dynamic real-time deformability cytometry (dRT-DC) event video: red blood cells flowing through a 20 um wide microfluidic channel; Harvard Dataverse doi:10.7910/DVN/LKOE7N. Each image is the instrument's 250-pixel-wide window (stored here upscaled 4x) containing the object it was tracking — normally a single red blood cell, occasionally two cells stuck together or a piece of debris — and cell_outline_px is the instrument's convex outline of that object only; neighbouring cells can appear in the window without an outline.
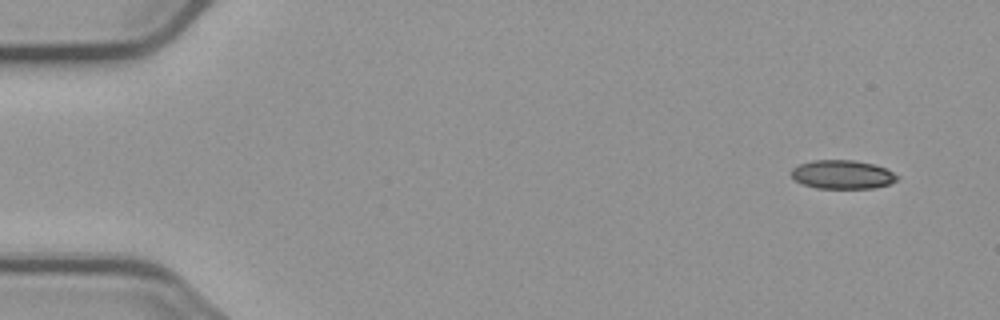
{"species": "common noctule bat (a hibernating species)", "species_latin": "Nyctalus noctula", "temperature_condition": "cold", "stored_images_in_passage": 10, "camera_frame_rate_fps": 3000, "um_per_image_px": 0.085, "animal": {"sex": "male", "body_mass_g": 23.1, "forearm_length_mm": 52.7}, "frame": {"image": 1, "passage_image": 1, "time_ms": 0.0, "image_size_px": [1000, 320], "cell_outline_px": [[900, 176], [896, 180], [888, 184], [872, 188], [816, 188], [804, 184], [796, 180], [792, 176], [792, 168], [800, 164], [812, 160], [852, 160], [872, 164], [884, 168]], "centroid_in_image_um": [71.59, 14.83], "position_along_channel_um": 13.4, "area_um2": 17.46}}
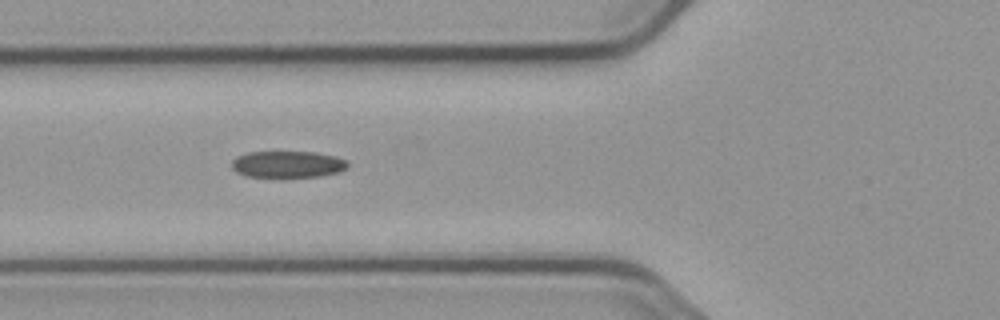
{"frame": {"image": 2, "passage_image": 6, "time_ms": 5.667, "image_size_px": [1000, 320], "cell_outline_px": [[348, 164], [340, 172], [320, 176], [284, 180], [244, 176], [236, 172], [232, 168], [232, 160], [236, 156], [248, 152], [316, 152], [336, 156], [348, 160]], "centroid_in_image_um": [24.42, 14.01], "position_along_channel_um": 101.4, "area_um2": 19.02}}
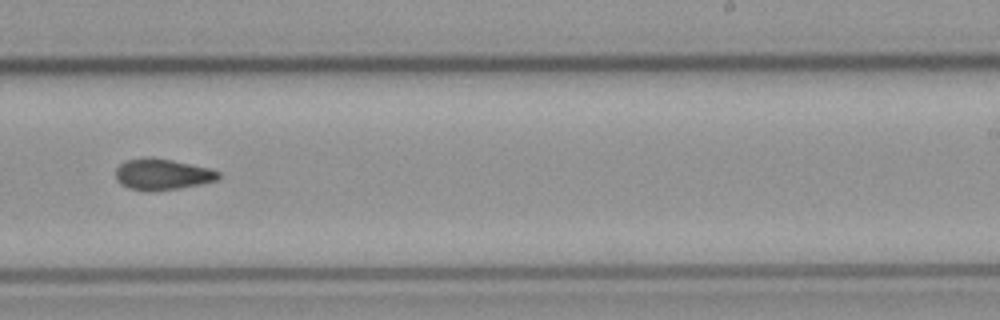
{"frame": {"image": 3, "passage_image": 10, "time_ms": 10.333, "image_size_px": [1000, 320], "cell_outline_px": [[220, 176], [216, 180], [200, 184], [176, 188], [148, 192], [128, 188], [120, 184], [116, 180], [116, 168], [124, 160], [144, 156], [172, 160], [212, 168], [220, 172]], "centroid_in_image_um": [13.76, 14.8], "position_along_channel_um": 275.2, "area_um2": 18.84}}